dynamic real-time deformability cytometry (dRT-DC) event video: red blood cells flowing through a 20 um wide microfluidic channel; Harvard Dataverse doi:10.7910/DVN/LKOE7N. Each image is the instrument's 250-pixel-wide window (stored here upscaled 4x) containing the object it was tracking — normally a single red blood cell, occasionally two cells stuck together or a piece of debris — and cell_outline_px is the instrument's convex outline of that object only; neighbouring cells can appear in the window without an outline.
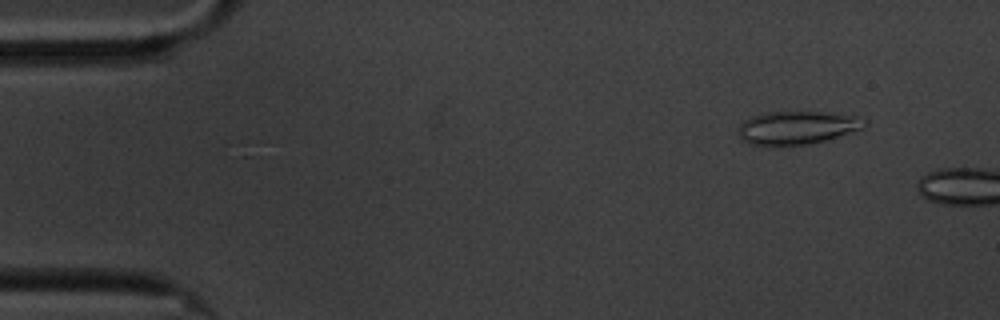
{"species": "common noctule bat (a hibernating species)", "species_latin": "Nyctalus noctula", "temperature_condition": "cold", "stored_images_in_passage": 4, "camera_frame_rate_fps": 3000, "um_per_image_px": 0.085, "animal": {"sex": "male", "body_mass_g": 20.1, "forearm_length_mm": 53.5}, "frame": {"image": 1, "passage_image": 1, "time_ms": 0.0, "image_size_px": [1000, 320], "cell_outline_px": [[868, 120], [864, 128], [852, 132], [812, 144], [784, 148], [748, 144], [740, 140], [736, 132], [740, 124], [744, 120], [752, 116], [764, 112], [824, 112], [856, 116]], "centroid_in_image_um": [67.69, 10.89], "position_along_channel_um": 17.3, "area_um2": 25.32}}